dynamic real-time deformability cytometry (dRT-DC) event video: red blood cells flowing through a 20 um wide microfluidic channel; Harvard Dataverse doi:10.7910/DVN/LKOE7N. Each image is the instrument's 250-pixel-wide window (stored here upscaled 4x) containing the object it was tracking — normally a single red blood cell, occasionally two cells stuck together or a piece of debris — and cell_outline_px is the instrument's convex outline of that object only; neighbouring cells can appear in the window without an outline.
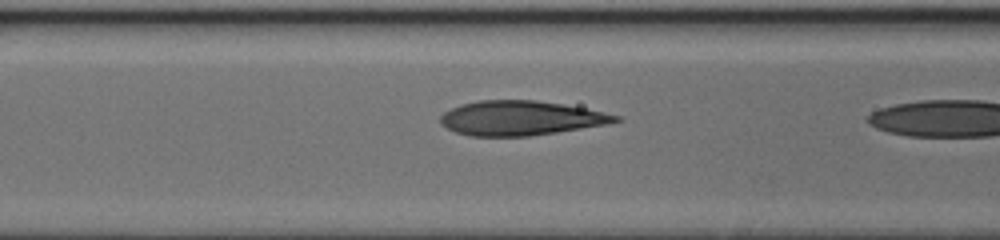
{"species": "human", "species_latin": "Homo sapiens", "temperature_condition": "cold", "stored_images_in_passage": 18, "camera_frame_rate_fps": 3000, "um_per_image_px": 0.085, "donor": {"sex": "female"}, "frame": {"image": 1, "passage_image": 17, "time_ms": 5.333, "image_size_px": [1000, 240], "cell_outline_px": [[624, 120], [608, 124], [556, 132], [528, 136], [468, 136], [456, 132], [440, 124], [440, 116], [444, 112], [460, 104], [480, 100], [536, 100], [564, 104], [604, 112], [620, 116]], "centroid_in_image_um": [44.26, 10.03], "position_along_channel_um": 122.3, "area_um2": 35.26}}